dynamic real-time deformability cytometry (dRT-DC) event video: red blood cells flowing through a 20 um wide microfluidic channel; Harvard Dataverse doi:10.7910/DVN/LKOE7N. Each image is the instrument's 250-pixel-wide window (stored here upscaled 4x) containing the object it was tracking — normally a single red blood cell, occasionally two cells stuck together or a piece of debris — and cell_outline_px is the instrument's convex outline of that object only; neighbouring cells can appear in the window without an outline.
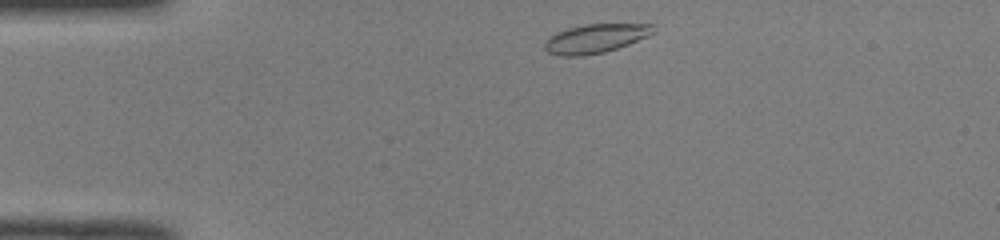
{"species": "common noctule bat (a hibernating species)", "species_latin": "Nyctalus noctula", "temperature_condition": "room temperature", "stored_images_in_passage": 41, "camera_frame_rate_fps": 3000, "um_per_image_px": 0.085, "animal": {"sex": "male", "body_mass_g": 19.0, "forearm_length_mm": 50.8}, "frame": {"image": 1, "passage_image": 1, "time_ms": 0.0, "image_size_px": [1000, 240], "cell_outline_px": [[656, 32], [648, 36], [628, 44], [604, 52], [580, 56], [560, 56], [548, 52], [544, 48], [544, 44], [548, 36], [556, 32], [568, 28], [584, 24], [652, 24]], "centroid_in_image_um": [50.59, 3.27], "position_along_channel_um": 34.4, "area_um2": 18.32}}
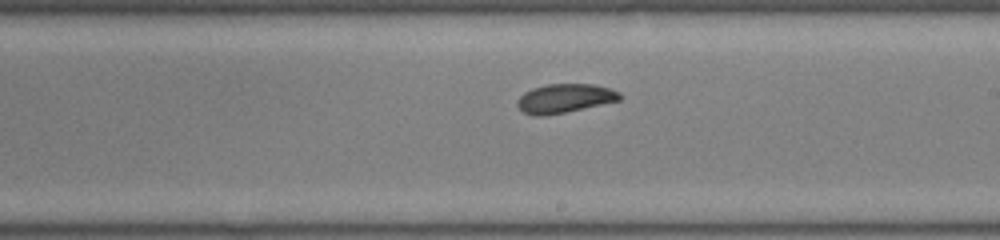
{"frame": {"image": 2, "passage_image": 20, "time_ms": 6.333, "image_size_px": [1000, 240], "cell_outline_px": [[624, 96], [620, 100], [564, 112], [544, 116], [532, 116], [524, 112], [516, 104], [516, 100], [524, 92], [532, 88], [544, 84], [592, 84], [608, 88], [620, 92]], "centroid_in_image_um": [47.97, 8.35], "position_along_channel_um": 241.0, "area_um2": 17.28}}
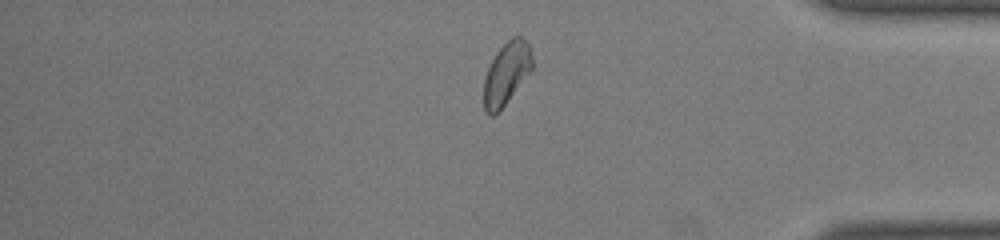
{"frame": {"image": 3, "passage_image": 33, "time_ms": 10.667, "image_size_px": [1000, 240], "cell_outline_px": [[532, 68], [504, 104], [492, 116], [488, 116], [484, 112], [484, 80], [488, 68], [496, 52], [512, 36], [520, 36], [528, 44], [532, 56]], "centroid_in_image_um": [43.02, 6.23], "position_along_channel_um": 392.2, "area_um2": 17.05}, "authors_computed_cell_mechanics": {"area_um2": 17.5712, "velocity_mm_per_s": 3.9883, "shape_relaxation_time_tau1_ms": 5.5454, "shape_relaxation_time_tau2_ms": 1.6255, "deformation_change_tau1": 0.1566, "deformation_change_tau2": 0.0608}}